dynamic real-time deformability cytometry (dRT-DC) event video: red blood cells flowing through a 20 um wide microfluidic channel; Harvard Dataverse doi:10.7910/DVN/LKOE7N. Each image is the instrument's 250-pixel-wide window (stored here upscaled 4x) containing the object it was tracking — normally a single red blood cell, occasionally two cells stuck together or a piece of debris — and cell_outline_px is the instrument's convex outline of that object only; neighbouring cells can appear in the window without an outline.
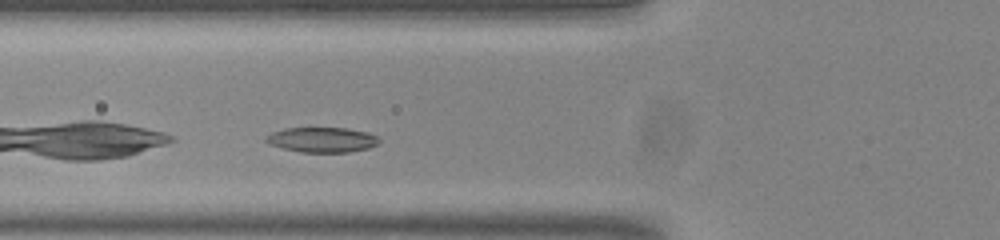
{"species": "common noctule bat (a hibernating species)", "species_latin": "Nyctalus noctula", "temperature_condition": "room temperature", "stored_images_in_passage": 36, "camera_frame_rate_fps": 3000, "um_per_image_px": 0.085, "animal": {"sex": "male", "body_mass_g": 20.0, "forearm_length_mm": 53.3}, "frame": {"image": 1, "passage_image": 3, "time_ms": 0.667, "image_size_px": [1000, 240], "cell_outline_px": [[380, 140], [376, 144], [368, 148], [348, 152], [300, 152], [268, 144], [264, 140], [264, 136], [272, 132], [284, 128], [348, 128], [368, 132], [376, 136]], "centroid_in_image_um": [27.33, 11.87], "position_along_channel_um": 98.5, "area_um2": 16.53}}
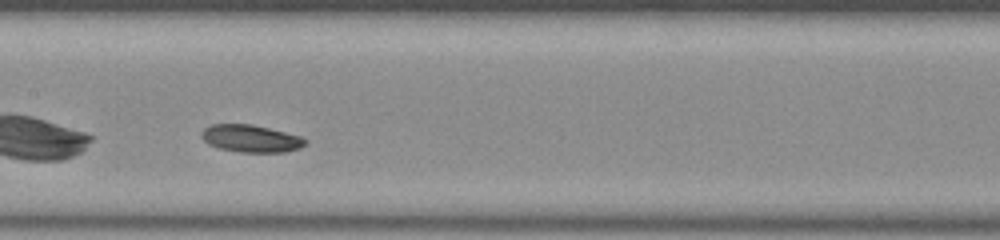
{"frame": {"image": 2, "passage_image": 10, "time_ms": 3.0, "image_size_px": [1000, 240], "cell_outline_px": [[308, 144], [300, 148], [284, 152], [240, 152], [220, 148], [208, 144], [200, 136], [200, 132], [204, 128], [212, 124], [252, 124], [304, 136], [308, 140]], "centroid_in_image_um": [21.37, 11.77], "position_along_channel_um": 186.0, "area_um2": 16.82}}
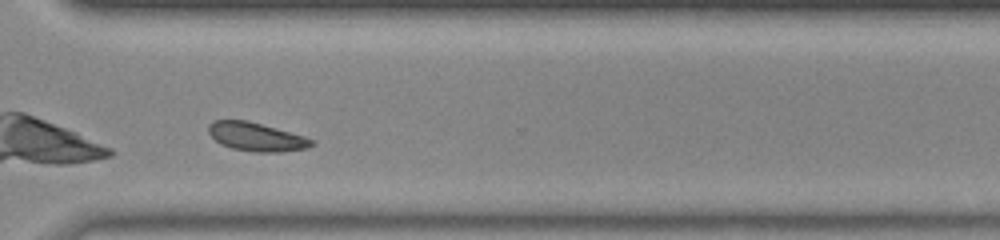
{"frame": {"image": 3, "passage_image": 23, "time_ms": 7.333, "image_size_px": [1000, 240], "cell_outline_px": [[316, 144], [308, 148], [280, 152], [256, 152], [232, 148], [220, 144], [208, 132], [208, 124], [212, 120], [248, 120], [304, 136], [316, 140]], "centroid_in_image_um": [21.81, 11.63], "position_along_channel_um": 348.8, "area_um2": 17.28}}